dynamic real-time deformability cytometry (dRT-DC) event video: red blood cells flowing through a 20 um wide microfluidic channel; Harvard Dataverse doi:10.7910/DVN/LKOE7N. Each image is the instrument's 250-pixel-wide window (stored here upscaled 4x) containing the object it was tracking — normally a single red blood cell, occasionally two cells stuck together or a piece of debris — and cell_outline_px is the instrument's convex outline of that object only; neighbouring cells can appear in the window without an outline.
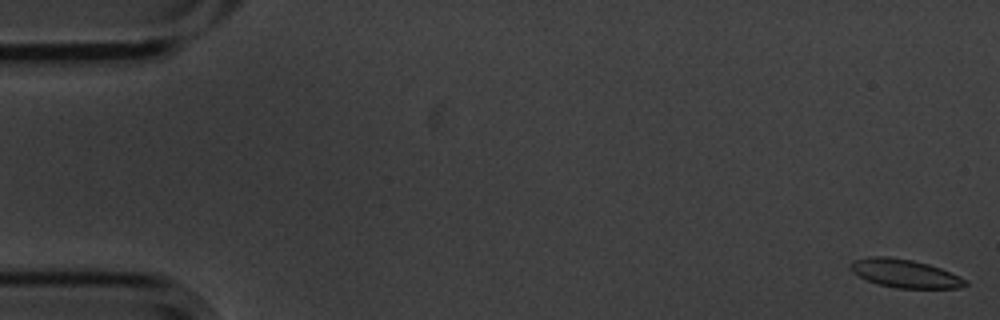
{"species": "common noctule bat (a hibernating species)", "species_latin": "Nyctalus noctula", "temperature_condition": "cold", "stored_images_in_passage": 4, "camera_frame_rate_fps": 3000, "um_per_image_px": 0.085, "animal": {"sex": "male", "body_mass_g": 20.1, "forearm_length_mm": 53.5}, "frame": {"image": 1, "passage_image": 1, "time_ms": 0.0, "image_size_px": [1000, 320], "cell_outline_px": [[968, 284], [960, 288], [896, 288], [880, 284], [868, 280], [852, 272], [848, 264], [852, 260], [868, 256], [888, 256], [912, 260], [928, 264], [940, 268], [964, 280]], "centroid_in_image_um": [76.84, 23.23], "position_along_channel_um": 8.2, "area_um2": 18.73}}
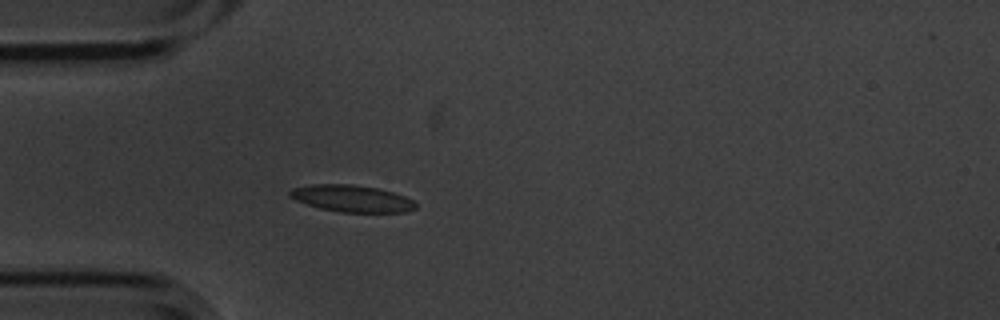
{"frame": {"image": 2, "passage_image": 4, "time_ms": 1.0, "image_size_px": [1000, 320], "cell_outline_px": [[416, 208], [404, 212], [340, 212], [320, 208], [296, 200], [288, 196], [288, 192], [292, 188], [312, 184], [352, 184], [376, 188], [392, 192], [404, 196], [412, 200], [416, 204]], "centroid_in_image_um": [29.87, 16.87], "position_along_channel_um": 55.1, "area_um2": 19.54}}